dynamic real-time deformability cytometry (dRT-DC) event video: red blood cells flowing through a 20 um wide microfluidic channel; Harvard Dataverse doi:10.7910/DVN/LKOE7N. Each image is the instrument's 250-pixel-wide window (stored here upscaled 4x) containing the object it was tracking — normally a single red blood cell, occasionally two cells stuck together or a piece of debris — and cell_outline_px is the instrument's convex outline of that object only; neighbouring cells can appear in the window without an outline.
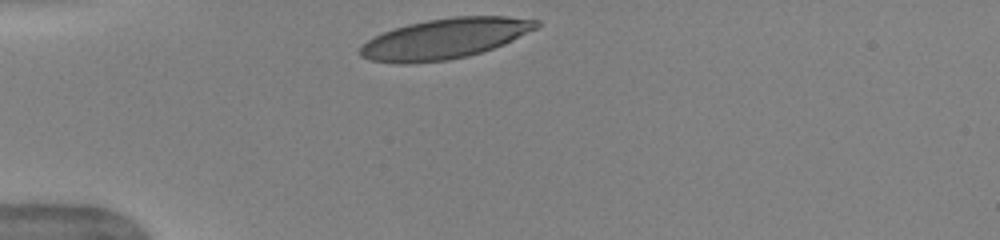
{"species": "human", "species_latin": "Homo sapiens", "temperature_condition": "warm", "stored_images_in_passage": 30, "camera_frame_rate_fps": 3000, "um_per_image_px": 0.085, "donor": {"sex": "female"}, "frame": {"image": 1, "passage_image": 1, "time_ms": 0.0, "image_size_px": [1000, 240], "cell_outline_px": [[540, 24], [536, 28], [504, 44], [468, 56], [448, 60], [404, 64], [396, 64], [372, 60], [360, 56], [360, 48], [368, 40], [384, 32], [408, 24], [428, 20], [456, 16], [508, 16], [540, 20]], "centroid_in_image_um": [37.83, 3.28], "position_along_channel_um": 47.2, "area_um2": 41.1}}
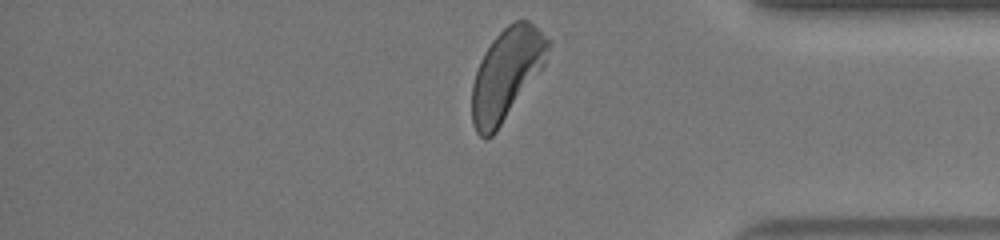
{"frame": {"image": 2, "passage_image": 30, "time_ms": 9.667, "image_size_px": [1000, 240], "cell_outline_px": [[552, 44], [544, 64], [496, 132], [492, 136], [480, 136], [476, 132], [472, 124], [472, 84], [480, 60], [484, 52], [492, 40], [508, 24], [516, 20], [528, 20], [552, 40]], "centroid_in_image_um": [43.06, 6.26], "position_along_channel_um": 392.1, "area_um2": 40.0}, "authors_computed_cell_mechanics": {"area_um2": 41.6449, "velocity_mm_per_s": 3.9671, "shape_relaxation_time_tau1_ms": 3.3612, "shape_relaxation_time_tau2_ms": 0.7868, "deformation_change_tau1": 0.1773, "deformation_change_tau2": 0.0602}}